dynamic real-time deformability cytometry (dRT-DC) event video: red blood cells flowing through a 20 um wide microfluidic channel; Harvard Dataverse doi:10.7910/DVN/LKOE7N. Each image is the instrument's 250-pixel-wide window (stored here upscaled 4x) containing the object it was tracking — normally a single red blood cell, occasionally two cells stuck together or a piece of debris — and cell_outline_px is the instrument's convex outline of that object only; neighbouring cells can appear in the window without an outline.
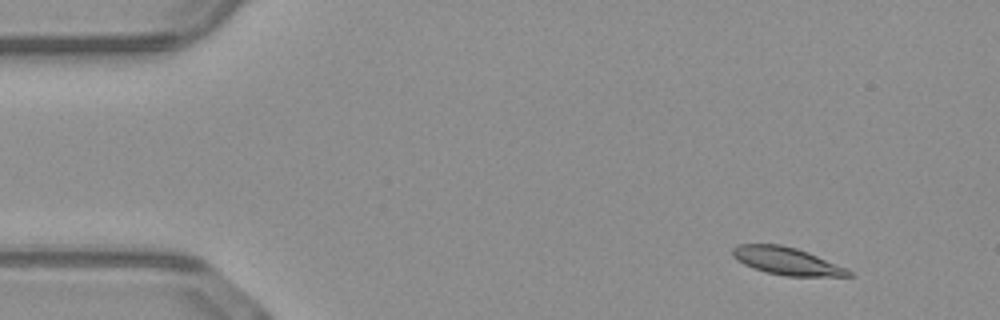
{"species": "common noctule bat (a hibernating species)", "species_latin": "Nyctalus noctula", "temperature_condition": "warm", "stored_images_in_passage": 3, "camera_frame_rate_fps": 3000, "um_per_image_px": 0.085, "animal": {"sex": "male", "body_mass_g": 23.1, "forearm_length_mm": 52.7}, "frame": {"image": 1, "passage_image": 1, "time_ms": 0.0, "image_size_px": [1000, 320], "cell_outline_px": [[856, 276], [784, 276], [764, 272], [744, 264], [736, 260], [732, 256], [732, 248], [736, 244], [780, 244], [796, 248], [808, 252], [848, 268]], "centroid_in_image_um": [66.87, 22.19], "position_along_channel_um": 18.1, "area_um2": 18.84}}